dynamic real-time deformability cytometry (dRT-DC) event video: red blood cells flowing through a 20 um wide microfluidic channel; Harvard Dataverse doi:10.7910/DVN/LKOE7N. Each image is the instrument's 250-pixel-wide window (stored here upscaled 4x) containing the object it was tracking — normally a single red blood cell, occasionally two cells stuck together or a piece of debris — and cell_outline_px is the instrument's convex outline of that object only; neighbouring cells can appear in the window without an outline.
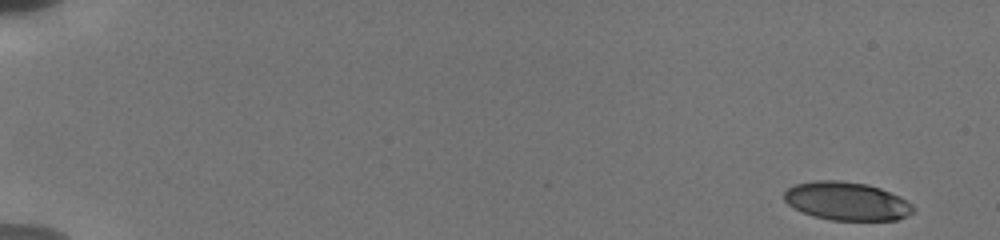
{"species": "human", "species_latin": "Homo sapiens", "temperature_condition": "cold", "stored_images_in_passage": 6, "camera_frame_rate_fps": 3000, "um_per_image_px": 0.085, "donor": {"sex": "male"}, "frame": {"image": 1, "passage_image": 1, "time_ms": 0.0, "image_size_px": [1000, 240], "cell_outline_px": [[916, 208], [912, 212], [896, 220], [832, 220], [812, 216], [788, 204], [784, 200], [784, 192], [788, 188], [796, 184], [812, 180], [840, 180], [868, 184], [880, 188], [900, 196], [912, 204]], "centroid_in_image_um": [71.97, 17.08], "position_along_channel_um": 13.0, "area_um2": 28.84}}
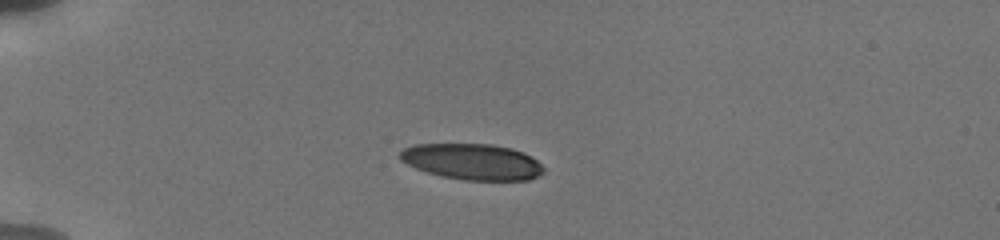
{"frame": {"image": 2, "passage_image": 5, "time_ms": 4.333, "image_size_px": [1000, 240], "cell_outline_px": [[544, 172], [528, 180], [464, 180], [440, 176], [416, 168], [400, 160], [396, 156], [404, 148], [416, 144], [492, 144], [512, 148], [524, 152], [532, 156], [544, 168]], "centroid_in_image_um": [40.13, 13.74], "position_along_channel_um": 44.9, "area_um2": 30.23}}